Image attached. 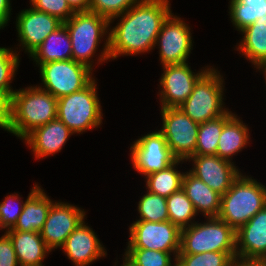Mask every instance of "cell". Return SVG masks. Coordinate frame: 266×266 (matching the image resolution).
<instances>
[{
	"instance_id": "obj_1",
	"label": "cell",
	"mask_w": 266,
	"mask_h": 266,
	"mask_svg": "<svg viewBox=\"0 0 266 266\" xmlns=\"http://www.w3.org/2000/svg\"><path fill=\"white\" fill-rule=\"evenodd\" d=\"M170 0H141L116 19L110 26L109 55L111 60L122 56L139 55L155 49L157 36L165 19L172 12Z\"/></svg>"
},
{
	"instance_id": "obj_2",
	"label": "cell",
	"mask_w": 266,
	"mask_h": 266,
	"mask_svg": "<svg viewBox=\"0 0 266 266\" xmlns=\"http://www.w3.org/2000/svg\"><path fill=\"white\" fill-rule=\"evenodd\" d=\"M69 33L72 46V59L82 63L93 70L94 54L98 50L101 40L106 41L102 46L98 62L110 61L109 55V30L110 21L94 12H75L63 23ZM105 37V38H104ZM100 57V58H99Z\"/></svg>"
},
{
	"instance_id": "obj_3",
	"label": "cell",
	"mask_w": 266,
	"mask_h": 266,
	"mask_svg": "<svg viewBox=\"0 0 266 266\" xmlns=\"http://www.w3.org/2000/svg\"><path fill=\"white\" fill-rule=\"evenodd\" d=\"M56 118L57 98L37 85L16 89L10 98L11 134L21 140Z\"/></svg>"
},
{
	"instance_id": "obj_4",
	"label": "cell",
	"mask_w": 266,
	"mask_h": 266,
	"mask_svg": "<svg viewBox=\"0 0 266 266\" xmlns=\"http://www.w3.org/2000/svg\"><path fill=\"white\" fill-rule=\"evenodd\" d=\"M266 206V186L251 176L240 174L221 195L219 218L237 231Z\"/></svg>"
},
{
	"instance_id": "obj_5",
	"label": "cell",
	"mask_w": 266,
	"mask_h": 266,
	"mask_svg": "<svg viewBox=\"0 0 266 266\" xmlns=\"http://www.w3.org/2000/svg\"><path fill=\"white\" fill-rule=\"evenodd\" d=\"M223 78V79H222ZM224 77L210 67L195 83L190 96L178 107L194 122L201 124L226 114Z\"/></svg>"
},
{
	"instance_id": "obj_6",
	"label": "cell",
	"mask_w": 266,
	"mask_h": 266,
	"mask_svg": "<svg viewBox=\"0 0 266 266\" xmlns=\"http://www.w3.org/2000/svg\"><path fill=\"white\" fill-rule=\"evenodd\" d=\"M94 79L81 91L57 99V118L74 134L101 126L103 113Z\"/></svg>"
},
{
	"instance_id": "obj_7",
	"label": "cell",
	"mask_w": 266,
	"mask_h": 266,
	"mask_svg": "<svg viewBox=\"0 0 266 266\" xmlns=\"http://www.w3.org/2000/svg\"><path fill=\"white\" fill-rule=\"evenodd\" d=\"M181 229L178 254L236 252V231L219 217Z\"/></svg>"
},
{
	"instance_id": "obj_8",
	"label": "cell",
	"mask_w": 266,
	"mask_h": 266,
	"mask_svg": "<svg viewBox=\"0 0 266 266\" xmlns=\"http://www.w3.org/2000/svg\"><path fill=\"white\" fill-rule=\"evenodd\" d=\"M36 65L42 82L38 87H43L57 99L81 91L95 79L93 70L73 59Z\"/></svg>"
},
{
	"instance_id": "obj_9",
	"label": "cell",
	"mask_w": 266,
	"mask_h": 266,
	"mask_svg": "<svg viewBox=\"0 0 266 266\" xmlns=\"http://www.w3.org/2000/svg\"><path fill=\"white\" fill-rule=\"evenodd\" d=\"M162 127L172 154L179 160H187L195 154L197 145L198 123L194 122L180 108H161Z\"/></svg>"
},
{
	"instance_id": "obj_10",
	"label": "cell",
	"mask_w": 266,
	"mask_h": 266,
	"mask_svg": "<svg viewBox=\"0 0 266 266\" xmlns=\"http://www.w3.org/2000/svg\"><path fill=\"white\" fill-rule=\"evenodd\" d=\"M127 248L179 253L181 229L171 221H134L129 227Z\"/></svg>"
},
{
	"instance_id": "obj_11",
	"label": "cell",
	"mask_w": 266,
	"mask_h": 266,
	"mask_svg": "<svg viewBox=\"0 0 266 266\" xmlns=\"http://www.w3.org/2000/svg\"><path fill=\"white\" fill-rule=\"evenodd\" d=\"M190 26L179 16L170 13L161 26L155 48H159L162 66L187 63L193 48Z\"/></svg>"
},
{
	"instance_id": "obj_12",
	"label": "cell",
	"mask_w": 266,
	"mask_h": 266,
	"mask_svg": "<svg viewBox=\"0 0 266 266\" xmlns=\"http://www.w3.org/2000/svg\"><path fill=\"white\" fill-rule=\"evenodd\" d=\"M130 152L133 168L144 177L167 168L177 160L160 130L136 139L130 146Z\"/></svg>"
},
{
	"instance_id": "obj_13",
	"label": "cell",
	"mask_w": 266,
	"mask_h": 266,
	"mask_svg": "<svg viewBox=\"0 0 266 266\" xmlns=\"http://www.w3.org/2000/svg\"><path fill=\"white\" fill-rule=\"evenodd\" d=\"M212 66L193 72L188 63L162 66L160 77V107L178 108L192 93L195 83Z\"/></svg>"
},
{
	"instance_id": "obj_14",
	"label": "cell",
	"mask_w": 266,
	"mask_h": 266,
	"mask_svg": "<svg viewBox=\"0 0 266 266\" xmlns=\"http://www.w3.org/2000/svg\"><path fill=\"white\" fill-rule=\"evenodd\" d=\"M85 213L74 204L54 201L40 232L47 247L51 251L61 249L67 237L86 219Z\"/></svg>"
},
{
	"instance_id": "obj_15",
	"label": "cell",
	"mask_w": 266,
	"mask_h": 266,
	"mask_svg": "<svg viewBox=\"0 0 266 266\" xmlns=\"http://www.w3.org/2000/svg\"><path fill=\"white\" fill-rule=\"evenodd\" d=\"M15 22L20 43L18 46L23 48L28 56L43 43L50 33L63 24L57 17L33 7L21 10Z\"/></svg>"
},
{
	"instance_id": "obj_16",
	"label": "cell",
	"mask_w": 266,
	"mask_h": 266,
	"mask_svg": "<svg viewBox=\"0 0 266 266\" xmlns=\"http://www.w3.org/2000/svg\"><path fill=\"white\" fill-rule=\"evenodd\" d=\"M187 161L193 163L189 172L221 195L227 192L242 173L234 163L217 155H192Z\"/></svg>"
},
{
	"instance_id": "obj_17",
	"label": "cell",
	"mask_w": 266,
	"mask_h": 266,
	"mask_svg": "<svg viewBox=\"0 0 266 266\" xmlns=\"http://www.w3.org/2000/svg\"><path fill=\"white\" fill-rule=\"evenodd\" d=\"M87 224L83 220L61 247L74 266H89L107 255V250L95 231Z\"/></svg>"
},
{
	"instance_id": "obj_18",
	"label": "cell",
	"mask_w": 266,
	"mask_h": 266,
	"mask_svg": "<svg viewBox=\"0 0 266 266\" xmlns=\"http://www.w3.org/2000/svg\"><path fill=\"white\" fill-rule=\"evenodd\" d=\"M74 133L58 118L39 126L22 140L31 148L36 159H43L60 152Z\"/></svg>"
},
{
	"instance_id": "obj_19",
	"label": "cell",
	"mask_w": 266,
	"mask_h": 266,
	"mask_svg": "<svg viewBox=\"0 0 266 266\" xmlns=\"http://www.w3.org/2000/svg\"><path fill=\"white\" fill-rule=\"evenodd\" d=\"M236 256L266 260V206L236 231Z\"/></svg>"
},
{
	"instance_id": "obj_20",
	"label": "cell",
	"mask_w": 266,
	"mask_h": 266,
	"mask_svg": "<svg viewBox=\"0 0 266 266\" xmlns=\"http://www.w3.org/2000/svg\"><path fill=\"white\" fill-rule=\"evenodd\" d=\"M30 191L17 223L7 231L41 232L54 201L36 183Z\"/></svg>"
},
{
	"instance_id": "obj_21",
	"label": "cell",
	"mask_w": 266,
	"mask_h": 266,
	"mask_svg": "<svg viewBox=\"0 0 266 266\" xmlns=\"http://www.w3.org/2000/svg\"><path fill=\"white\" fill-rule=\"evenodd\" d=\"M182 190L192 202L197 215L202 213L205 218L219 216L221 194L211 189L189 171H186L183 176Z\"/></svg>"
},
{
	"instance_id": "obj_22",
	"label": "cell",
	"mask_w": 266,
	"mask_h": 266,
	"mask_svg": "<svg viewBox=\"0 0 266 266\" xmlns=\"http://www.w3.org/2000/svg\"><path fill=\"white\" fill-rule=\"evenodd\" d=\"M12 241L19 266H41L51 250L39 232L5 231Z\"/></svg>"
},
{
	"instance_id": "obj_23",
	"label": "cell",
	"mask_w": 266,
	"mask_h": 266,
	"mask_svg": "<svg viewBox=\"0 0 266 266\" xmlns=\"http://www.w3.org/2000/svg\"><path fill=\"white\" fill-rule=\"evenodd\" d=\"M240 33H242V39L236 45L239 54L248 59L258 71L266 70V15Z\"/></svg>"
},
{
	"instance_id": "obj_24",
	"label": "cell",
	"mask_w": 266,
	"mask_h": 266,
	"mask_svg": "<svg viewBox=\"0 0 266 266\" xmlns=\"http://www.w3.org/2000/svg\"><path fill=\"white\" fill-rule=\"evenodd\" d=\"M250 129L243 123V120L233 114L223 126L221 135L218 141L216 155L231 163L232 157L242 151L250 144Z\"/></svg>"
},
{
	"instance_id": "obj_25",
	"label": "cell",
	"mask_w": 266,
	"mask_h": 266,
	"mask_svg": "<svg viewBox=\"0 0 266 266\" xmlns=\"http://www.w3.org/2000/svg\"><path fill=\"white\" fill-rule=\"evenodd\" d=\"M29 57L36 64L72 59V46L69 33L64 24L50 33L43 43Z\"/></svg>"
},
{
	"instance_id": "obj_26",
	"label": "cell",
	"mask_w": 266,
	"mask_h": 266,
	"mask_svg": "<svg viewBox=\"0 0 266 266\" xmlns=\"http://www.w3.org/2000/svg\"><path fill=\"white\" fill-rule=\"evenodd\" d=\"M185 161L186 160L177 159L167 168L145 176L147 191L166 198L180 191L182 189V181L185 172L177 170V166L180 165L179 163Z\"/></svg>"
},
{
	"instance_id": "obj_27",
	"label": "cell",
	"mask_w": 266,
	"mask_h": 266,
	"mask_svg": "<svg viewBox=\"0 0 266 266\" xmlns=\"http://www.w3.org/2000/svg\"><path fill=\"white\" fill-rule=\"evenodd\" d=\"M229 3L230 20L239 32L266 15V0H230Z\"/></svg>"
},
{
	"instance_id": "obj_28",
	"label": "cell",
	"mask_w": 266,
	"mask_h": 266,
	"mask_svg": "<svg viewBox=\"0 0 266 266\" xmlns=\"http://www.w3.org/2000/svg\"><path fill=\"white\" fill-rule=\"evenodd\" d=\"M233 114L232 111H228L216 119L206 121L199 125L194 155H216L223 126Z\"/></svg>"
},
{
	"instance_id": "obj_29",
	"label": "cell",
	"mask_w": 266,
	"mask_h": 266,
	"mask_svg": "<svg viewBox=\"0 0 266 266\" xmlns=\"http://www.w3.org/2000/svg\"><path fill=\"white\" fill-rule=\"evenodd\" d=\"M166 203L169 221L180 229L189 227L196 222L195 208L182 189L167 197Z\"/></svg>"
},
{
	"instance_id": "obj_30",
	"label": "cell",
	"mask_w": 266,
	"mask_h": 266,
	"mask_svg": "<svg viewBox=\"0 0 266 266\" xmlns=\"http://www.w3.org/2000/svg\"><path fill=\"white\" fill-rule=\"evenodd\" d=\"M177 254L151 249L126 248L122 259L130 266H176Z\"/></svg>"
},
{
	"instance_id": "obj_31",
	"label": "cell",
	"mask_w": 266,
	"mask_h": 266,
	"mask_svg": "<svg viewBox=\"0 0 266 266\" xmlns=\"http://www.w3.org/2000/svg\"><path fill=\"white\" fill-rule=\"evenodd\" d=\"M138 220L148 222L168 221L166 197L146 192L138 202Z\"/></svg>"
},
{
	"instance_id": "obj_32",
	"label": "cell",
	"mask_w": 266,
	"mask_h": 266,
	"mask_svg": "<svg viewBox=\"0 0 266 266\" xmlns=\"http://www.w3.org/2000/svg\"><path fill=\"white\" fill-rule=\"evenodd\" d=\"M236 252L177 254L176 266H232Z\"/></svg>"
},
{
	"instance_id": "obj_33",
	"label": "cell",
	"mask_w": 266,
	"mask_h": 266,
	"mask_svg": "<svg viewBox=\"0 0 266 266\" xmlns=\"http://www.w3.org/2000/svg\"><path fill=\"white\" fill-rule=\"evenodd\" d=\"M19 63V54L16 50L0 47V94L9 99L16 91L10 83L14 80Z\"/></svg>"
},
{
	"instance_id": "obj_34",
	"label": "cell",
	"mask_w": 266,
	"mask_h": 266,
	"mask_svg": "<svg viewBox=\"0 0 266 266\" xmlns=\"http://www.w3.org/2000/svg\"><path fill=\"white\" fill-rule=\"evenodd\" d=\"M19 196L18 193H13L0 202V230L12 229L17 223L25 204Z\"/></svg>"
},
{
	"instance_id": "obj_35",
	"label": "cell",
	"mask_w": 266,
	"mask_h": 266,
	"mask_svg": "<svg viewBox=\"0 0 266 266\" xmlns=\"http://www.w3.org/2000/svg\"><path fill=\"white\" fill-rule=\"evenodd\" d=\"M141 0H90L89 11L107 18L109 21L125 13Z\"/></svg>"
},
{
	"instance_id": "obj_36",
	"label": "cell",
	"mask_w": 266,
	"mask_h": 266,
	"mask_svg": "<svg viewBox=\"0 0 266 266\" xmlns=\"http://www.w3.org/2000/svg\"><path fill=\"white\" fill-rule=\"evenodd\" d=\"M29 3L34 9L55 16L63 23L74 15L66 0H30Z\"/></svg>"
},
{
	"instance_id": "obj_37",
	"label": "cell",
	"mask_w": 266,
	"mask_h": 266,
	"mask_svg": "<svg viewBox=\"0 0 266 266\" xmlns=\"http://www.w3.org/2000/svg\"><path fill=\"white\" fill-rule=\"evenodd\" d=\"M0 266H19L12 241L5 232L0 237Z\"/></svg>"
},
{
	"instance_id": "obj_38",
	"label": "cell",
	"mask_w": 266,
	"mask_h": 266,
	"mask_svg": "<svg viewBox=\"0 0 266 266\" xmlns=\"http://www.w3.org/2000/svg\"><path fill=\"white\" fill-rule=\"evenodd\" d=\"M0 127L11 133L10 125V99L0 94Z\"/></svg>"
},
{
	"instance_id": "obj_39",
	"label": "cell",
	"mask_w": 266,
	"mask_h": 266,
	"mask_svg": "<svg viewBox=\"0 0 266 266\" xmlns=\"http://www.w3.org/2000/svg\"><path fill=\"white\" fill-rule=\"evenodd\" d=\"M11 0H0V30L7 26L12 10Z\"/></svg>"
},
{
	"instance_id": "obj_40",
	"label": "cell",
	"mask_w": 266,
	"mask_h": 266,
	"mask_svg": "<svg viewBox=\"0 0 266 266\" xmlns=\"http://www.w3.org/2000/svg\"><path fill=\"white\" fill-rule=\"evenodd\" d=\"M66 1L74 13L89 11L90 0H66Z\"/></svg>"
},
{
	"instance_id": "obj_41",
	"label": "cell",
	"mask_w": 266,
	"mask_h": 266,
	"mask_svg": "<svg viewBox=\"0 0 266 266\" xmlns=\"http://www.w3.org/2000/svg\"><path fill=\"white\" fill-rule=\"evenodd\" d=\"M232 266H266V260L243 259L236 257Z\"/></svg>"
},
{
	"instance_id": "obj_42",
	"label": "cell",
	"mask_w": 266,
	"mask_h": 266,
	"mask_svg": "<svg viewBox=\"0 0 266 266\" xmlns=\"http://www.w3.org/2000/svg\"><path fill=\"white\" fill-rule=\"evenodd\" d=\"M116 264H117V262H115V266H116ZM120 266H130V265L123 260V263Z\"/></svg>"
},
{
	"instance_id": "obj_43",
	"label": "cell",
	"mask_w": 266,
	"mask_h": 266,
	"mask_svg": "<svg viewBox=\"0 0 266 266\" xmlns=\"http://www.w3.org/2000/svg\"><path fill=\"white\" fill-rule=\"evenodd\" d=\"M261 71H263V75L265 76L264 78H265V84H266V70H260L259 72H261Z\"/></svg>"
}]
</instances>
